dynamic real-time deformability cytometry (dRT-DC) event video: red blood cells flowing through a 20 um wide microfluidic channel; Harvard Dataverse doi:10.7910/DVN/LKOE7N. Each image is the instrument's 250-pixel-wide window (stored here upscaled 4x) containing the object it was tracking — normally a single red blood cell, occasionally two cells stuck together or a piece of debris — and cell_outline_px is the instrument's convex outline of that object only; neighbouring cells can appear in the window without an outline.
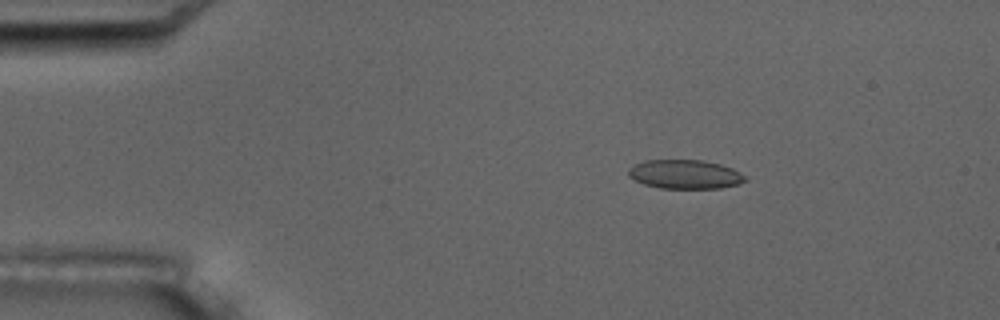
{"species": "common noctule bat (a hibernating species)", "species_latin": "Nyctalus noctula", "temperature_condition": "room temperature", "stored_images_in_passage": 4, "camera_frame_rate_fps": 3000, "um_per_image_px": 0.085, "animal": {"sex": "male", "body_mass_g": 17.5, "forearm_length_mm": 52.3}, "frame": {"image": 1, "passage_image": 2, "time_ms": 2.333, "image_size_px": [1000, 320], "cell_outline_px": [[744, 180], [736, 184], [720, 188], [660, 188], [644, 184], [628, 176], [628, 168], [644, 160], [700, 160], [720, 164], [732, 168], [740, 172], [744, 176]], "centroid_in_image_um": [58.18, 14.81], "position_along_channel_um": 26.8, "area_um2": 19.48}}